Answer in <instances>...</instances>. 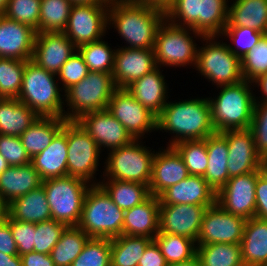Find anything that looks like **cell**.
<instances>
[{
    "instance_id": "1",
    "label": "cell",
    "mask_w": 267,
    "mask_h": 266,
    "mask_svg": "<svg viewBox=\"0 0 267 266\" xmlns=\"http://www.w3.org/2000/svg\"><path fill=\"white\" fill-rule=\"evenodd\" d=\"M165 19V11L132 0H112L108 7V25H114L128 48L153 49Z\"/></svg>"
},
{
    "instance_id": "2",
    "label": "cell",
    "mask_w": 267,
    "mask_h": 266,
    "mask_svg": "<svg viewBox=\"0 0 267 266\" xmlns=\"http://www.w3.org/2000/svg\"><path fill=\"white\" fill-rule=\"evenodd\" d=\"M157 130L176 134L167 146L186 140L206 139L216 132L208 99L167 102L157 116Z\"/></svg>"
},
{
    "instance_id": "3",
    "label": "cell",
    "mask_w": 267,
    "mask_h": 266,
    "mask_svg": "<svg viewBox=\"0 0 267 266\" xmlns=\"http://www.w3.org/2000/svg\"><path fill=\"white\" fill-rule=\"evenodd\" d=\"M249 83L252 85L253 82L243 79L235 84L220 86L221 92L217 98H207L216 132L250 128L255 96Z\"/></svg>"
},
{
    "instance_id": "4",
    "label": "cell",
    "mask_w": 267,
    "mask_h": 266,
    "mask_svg": "<svg viewBox=\"0 0 267 266\" xmlns=\"http://www.w3.org/2000/svg\"><path fill=\"white\" fill-rule=\"evenodd\" d=\"M227 2L228 0H175L166 10L165 18L175 26L191 28L203 36L219 37L228 21Z\"/></svg>"
},
{
    "instance_id": "5",
    "label": "cell",
    "mask_w": 267,
    "mask_h": 266,
    "mask_svg": "<svg viewBox=\"0 0 267 266\" xmlns=\"http://www.w3.org/2000/svg\"><path fill=\"white\" fill-rule=\"evenodd\" d=\"M56 74L26 60L22 87L18 100L26 104L38 116L64 118V100L61 98Z\"/></svg>"
},
{
    "instance_id": "6",
    "label": "cell",
    "mask_w": 267,
    "mask_h": 266,
    "mask_svg": "<svg viewBox=\"0 0 267 266\" xmlns=\"http://www.w3.org/2000/svg\"><path fill=\"white\" fill-rule=\"evenodd\" d=\"M124 212L100 185H91L77 226L89 237L112 239L122 235Z\"/></svg>"
},
{
    "instance_id": "7",
    "label": "cell",
    "mask_w": 267,
    "mask_h": 266,
    "mask_svg": "<svg viewBox=\"0 0 267 266\" xmlns=\"http://www.w3.org/2000/svg\"><path fill=\"white\" fill-rule=\"evenodd\" d=\"M116 89L112 73L89 71L85 78L65 91L64 101L71 111H65L64 118L76 121L86 113L107 109Z\"/></svg>"
},
{
    "instance_id": "8",
    "label": "cell",
    "mask_w": 267,
    "mask_h": 266,
    "mask_svg": "<svg viewBox=\"0 0 267 266\" xmlns=\"http://www.w3.org/2000/svg\"><path fill=\"white\" fill-rule=\"evenodd\" d=\"M41 185L47 196L52 219L66 226H77L83 200L91 185L68 175L46 179Z\"/></svg>"
},
{
    "instance_id": "9",
    "label": "cell",
    "mask_w": 267,
    "mask_h": 266,
    "mask_svg": "<svg viewBox=\"0 0 267 266\" xmlns=\"http://www.w3.org/2000/svg\"><path fill=\"white\" fill-rule=\"evenodd\" d=\"M203 38L204 36L191 28L178 27L169 23L166 19L159 26L154 43V55L157 66H186L197 64L198 48L193 43V36Z\"/></svg>"
},
{
    "instance_id": "10",
    "label": "cell",
    "mask_w": 267,
    "mask_h": 266,
    "mask_svg": "<svg viewBox=\"0 0 267 266\" xmlns=\"http://www.w3.org/2000/svg\"><path fill=\"white\" fill-rule=\"evenodd\" d=\"M139 140L111 150L106 160L107 180H121L149 185L155 151L151 152ZM141 144V145H140Z\"/></svg>"
},
{
    "instance_id": "11",
    "label": "cell",
    "mask_w": 267,
    "mask_h": 266,
    "mask_svg": "<svg viewBox=\"0 0 267 266\" xmlns=\"http://www.w3.org/2000/svg\"><path fill=\"white\" fill-rule=\"evenodd\" d=\"M216 36H204V47L198 49L196 69L217 87L242 81L241 59L226 43L214 41ZM209 42V43H208ZM219 85V86H218Z\"/></svg>"
},
{
    "instance_id": "12",
    "label": "cell",
    "mask_w": 267,
    "mask_h": 266,
    "mask_svg": "<svg viewBox=\"0 0 267 266\" xmlns=\"http://www.w3.org/2000/svg\"><path fill=\"white\" fill-rule=\"evenodd\" d=\"M67 145V175L90 184L98 168L99 146L77 121L70 120H67Z\"/></svg>"
},
{
    "instance_id": "13",
    "label": "cell",
    "mask_w": 267,
    "mask_h": 266,
    "mask_svg": "<svg viewBox=\"0 0 267 266\" xmlns=\"http://www.w3.org/2000/svg\"><path fill=\"white\" fill-rule=\"evenodd\" d=\"M109 4H73L64 34L78 48L102 39L108 26Z\"/></svg>"
},
{
    "instance_id": "14",
    "label": "cell",
    "mask_w": 267,
    "mask_h": 266,
    "mask_svg": "<svg viewBox=\"0 0 267 266\" xmlns=\"http://www.w3.org/2000/svg\"><path fill=\"white\" fill-rule=\"evenodd\" d=\"M134 140L157 130V116L138 102L125 88H117L107 108ZM143 135V136H142Z\"/></svg>"
},
{
    "instance_id": "15",
    "label": "cell",
    "mask_w": 267,
    "mask_h": 266,
    "mask_svg": "<svg viewBox=\"0 0 267 266\" xmlns=\"http://www.w3.org/2000/svg\"><path fill=\"white\" fill-rule=\"evenodd\" d=\"M245 222L244 217L228 213L216 202L204 213L196 245L239 244Z\"/></svg>"
},
{
    "instance_id": "16",
    "label": "cell",
    "mask_w": 267,
    "mask_h": 266,
    "mask_svg": "<svg viewBox=\"0 0 267 266\" xmlns=\"http://www.w3.org/2000/svg\"><path fill=\"white\" fill-rule=\"evenodd\" d=\"M259 170L230 178L217 192L216 202L228 213L245 219L255 217L256 181Z\"/></svg>"
},
{
    "instance_id": "17",
    "label": "cell",
    "mask_w": 267,
    "mask_h": 266,
    "mask_svg": "<svg viewBox=\"0 0 267 266\" xmlns=\"http://www.w3.org/2000/svg\"><path fill=\"white\" fill-rule=\"evenodd\" d=\"M76 121L97 143L100 150L101 147H107L111 151L134 140L108 109L86 113Z\"/></svg>"
},
{
    "instance_id": "18",
    "label": "cell",
    "mask_w": 267,
    "mask_h": 266,
    "mask_svg": "<svg viewBox=\"0 0 267 266\" xmlns=\"http://www.w3.org/2000/svg\"><path fill=\"white\" fill-rule=\"evenodd\" d=\"M208 207L192 204L159 205V232L185 236L196 242Z\"/></svg>"
},
{
    "instance_id": "19",
    "label": "cell",
    "mask_w": 267,
    "mask_h": 266,
    "mask_svg": "<svg viewBox=\"0 0 267 266\" xmlns=\"http://www.w3.org/2000/svg\"><path fill=\"white\" fill-rule=\"evenodd\" d=\"M154 49L123 46L115 51L113 81L117 88H126L133 81L157 68Z\"/></svg>"
},
{
    "instance_id": "20",
    "label": "cell",
    "mask_w": 267,
    "mask_h": 266,
    "mask_svg": "<svg viewBox=\"0 0 267 266\" xmlns=\"http://www.w3.org/2000/svg\"><path fill=\"white\" fill-rule=\"evenodd\" d=\"M220 133L228 144L229 178L259 169L262 158L256 152L254 136L250 129L225 130Z\"/></svg>"
},
{
    "instance_id": "21",
    "label": "cell",
    "mask_w": 267,
    "mask_h": 266,
    "mask_svg": "<svg viewBox=\"0 0 267 266\" xmlns=\"http://www.w3.org/2000/svg\"><path fill=\"white\" fill-rule=\"evenodd\" d=\"M77 47L63 32L36 33L32 59L37 65L57 75Z\"/></svg>"
},
{
    "instance_id": "22",
    "label": "cell",
    "mask_w": 267,
    "mask_h": 266,
    "mask_svg": "<svg viewBox=\"0 0 267 266\" xmlns=\"http://www.w3.org/2000/svg\"><path fill=\"white\" fill-rule=\"evenodd\" d=\"M36 31L27 24L0 15V57L31 60Z\"/></svg>"
},
{
    "instance_id": "23",
    "label": "cell",
    "mask_w": 267,
    "mask_h": 266,
    "mask_svg": "<svg viewBox=\"0 0 267 266\" xmlns=\"http://www.w3.org/2000/svg\"><path fill=\"white\" fill-rule=\"evenodd\" d=\"M189 175L180 154L173 146H168L154 155L149 183L150 194L158 197L168 187L179 183Z\"/></svg>"
},
{
    "instance_id": "24",
    "label": "cell",
    "mask_w": 267,
    "mask_h": 266,
    "mask_svg": "<svg viewBox=\"0 0 267 266\" xmlns=\"http://www.w3.org/2000/svg\"><path fill=\"white\" fill-rule=\"evenodd\" d=\"M216 192L202 176L189 175L179 183L168 187L159 196V205L192 204L212 206Z\"/></svg>"
},
{
    "instance_id": "25",
    "label": "cell",
    "mask_w": 267,
    "mask_h": 266,
    "mask_svg": "<svg viewBox=\"0 0 267 266\" xmlns=\"http://www.w3.org/2000/svg\"><path fill=\"white\" fill-rule=\"evenodd\" d=\"M67 120L51 144L31 159L42 181L67 176Z\"/></svg>"
},
{
    "instance_id": "26",
    "label": "cell",
    "mask_w": 267,
    "mask_h": 266,
    "mask_svg": "<svg viewBox=\"0 0 267 266\" xmlns=\"http://www.w3.org/2000/svg\"><path fill=\"white\" fill-rule=\"evenodd\" d=\"M159 204V198L150 195L144 202L125 210L122 234L154 239L159 232Z\"/></svg>"
},
{
    "instance_id": "27",
    "label": "cell",
    "mask_w": 267,
    "mask_h": 266,
    "mask_svg": "<svg viewBox=\"0 0 267 266\" xmlns=\"http://www.w3.org/2000/svg\"><path fill=\"white\" fill-rule=\"evenodd\" d=\"M159 68L158 66L125 88L138 102L156 116L162 112L168 99L166 97L168 87L164 79L165 76L162 75Z\"/></svg>"
},
{
    "instance_id": "28",
    "label": "cell",
    "mask_w": 267,
    "mask_h": 266,
    "mask_svg": "<svg viewBox=\"0 0 267 266\" xmlns=\"http://www.w3.org/2000/svg\"><path fill=\"white\" fill-rule=\"evenodd\" d=\"M7 214L17 221L38 223L52 219L43 186L13 199L7 204Z\"/></svg>"
},
{
    "instance_id": "29",
    "label": "cell",
    "mask_w": 267,
    "mask_h": 266,
    "mask_svg": "<svg viewBox=\"0 0 267 266\" xmlns=\"http://www.w3.org/2000/svg\"><path fill=\"white\" fill-rule=\"evenodd\" d=\"M42 180L34 166H9L0 174V196L9 204L13 199L41 186Z\"/></svg>"
},
{
    "instance_id": "30",
    "label": "cell",
    "mask_w": 267,
    "mask_h": 266,
    "mask_svg": "<svg viewBox=\"0 0 267 266\" xmlns=\"http://www.w3.org/2000/svg\"><path fill=\"white\" fill-rule=\"evenodd\" d=\"M244 266L267 264V220L246 219L240 242Z\"/></svg>"
},
{
    "instance_id": "31",
    "label": "cell",
    "mask_w": 267,
    "mask_h": 266,
    "mask_svg": "<svg viewBox=\"0 0 267 266\" xmlns=\"http://www.w3.org/2000/svg\"><path fill=\"white\" fill-rule=\"evenodd\" d=\"M206 147L208 167L203 178L217 193L230 179L227 170V140L220 132H215L206 138Z\"/></svg>"
},
{
    "instance_id": "32",
    "label": "cell",
    "mask_w": 267,
    "mask_h": 266,
    "mask_svg": "<svg viewBox=\"0 0 267 266\" xmlns=\"http://www.w3.org/2000/svg\"><path fill=\"white\" fill-rule=\"evenodd\" d=\"M38 115L17 98H0V134L20 137Z\"/></svg>"
},
{
    "instance_id": "33",
    "label": "cell",
    "mask_w": 267,
    "mask_h": 266,
    "mask_svg": "<svg viewBox=\"0 0 267 266\" xmlns=\"http://www.w3.org/2000/svg\"><path fill=\"white\" fill-rule=\"evenodd\" d=\"M226 26L249 27L267 34V0H235Z\"/></svg>"
},
{
    "instance_id": "34",
    "label": "cell",
    "mask_w": 267,
    "mask_h": 266,
    "mask_svg": "<svg viewBox=\"0 0 267 266\" xmlns=\"http://www.w3.org/2000/svg\"><path fill=\"white\" fill-rule=\"evenodd\" d=\"M65 121V118L39 116L20 136L22 145L31 159L51 144L54 136L63 128Z\"/></svg>"
},
{
    "instance_id": "35",
    "label": "cell",
    "mask_w": 267,
    "mask_h": 266,
    "mask_svg": "<svg viewBox=\"0 0 267 266\" xmlns=\"http://www.w3.org/2000/svg\"><path fill=\"white\" fill-rule=\"evenodd\" d=\"M91 185H100L111 197L112 201L122 210H128L144 202L151 194L149 185L137 182L108 180L93 182Z\"/></svg>"
},
{
    "instance_id": "36",
    "label": "cell",
    "mask_w": 267,
    "mask_h": 266,
    "mask_svg": "<svg viewBox=\"0 0 267 266\" xmlns=\"http://www.w3.org/2000/svg\"><path fill=\"white\" fill-rule=\"evenodd\" d=\"M153 239L120 235L111 239V266H138L147 245Z\"/></svg>"
},
{
    "instance_id": "37",
    "label": "cell",
    "mask_w": 267,
    "mask_h": 266,
    "mask_svg": "<svg viewBox=\"0 0 267 266\" xmlns=\"http://www.w3.org/2000/svg\"><path fill=\"white\" fill-rule=\"evenodd\" d=\"M89 238L78 226H67L50 253L55 266H71Z\"/></svg>"
},
{
    "instance_id": "38",
    "label": "cell",
    "mask_w": 267,
    "mask_h": 266,
    "mask_svg": "<svg viewBox=\"0 0 267 266\" xmlns=\"http://www.w3.org/2000/svg\"><path fill=\"white\" fill-rule=\"evenodd\" d=\"M196 256L202 266H244L240 243L197 245Z\"/></svg>"
},
{
    "instance_id": "39",
    "label": "cell",
    "mask_w": 267,
    "mask_h": 266,
    "mask_svg": "<svg viewBox=\"0 0 267 266\" xmlns=\"http://www.w3.org/2000/svg\"><path fill=\"white\" fill-rule=\"evenodd\" d=\"M154 240L168 265L185 262L196 256V242L188 237L158 232Z\"/></svg>"
},
{
    "instance_id": "40",
    "label": "cell",
    "mask_w": 267,
    "mask_h": 266,
    "mask_svg": "<svg viewBox=\"0 0 267 266\" xmlns=\"http://www.w3.org/2000/svg\"><path fill=\"white\" fill-rule=\"evenodd\" d=\"M72 5L70 0H41L38 33L64 32Z\"/></svg>"
},
{
    "instance_id": "41",
    "label": "cell",
    "mask_w": 267,
    "mask_h": 266,
    "mask_svg": "<svg viewBox=\"0 0 267 266\" xmlns=\"http://www.w3.org/2000/svg\"><path fill=\"white\" fill-rule=\"evenodd\" d=\"M89 71L112 73L115 51L102 39L77 48Z\"/></svg>"
},
{
    "instance_id": "42",
    "label": "cell",
    "mask_w": 267,
    "mask_h": 266,
    "mask_svg": "<svg viewBox=\"0 0 267 266\" xmlns=\"http://www.w3.org/2000/svg\"><path fill=\"white\" fill-rule=\"evenodd\" d=\"M190 175L204 176L208 167L206 139L186 140L173 145Z\"/></svg>"
},
{
    "instance_id": "43",
    "label": "cell",
    "mask_w": 267,
    "mask_h": 266,
    "mask_svg": "<svg viewBox=\"0 0 267 266\" xmlns=\"http://www.w3.org/2000/svg\"><path fill=\"white\" fill-rule=\"evenodd\" d=\"M26 61L0 57V98H18Z\"/></svg>"
},
{
    "instance_id": "44",
    "label": "cell",
    "mask_w": 267,
    "mask_h": 266,
    "mask_svg": "<svg viewBox=\"0 0 267 266\" xmlns=\"http://www.w3.org/2000/svg\"><path fill=\"white\" fill-rule=\"evenodd\" d=\"M111 239L90 237L71 266H111Z\"/></svg>"
},
{
    "instance_id": "45",
    "label": "cell",
    "mask_w": 267,
    "mask_h": 266,
    "mask_svg": "<svg viewBox=\"0 0 267 266\" xmlns=\"http://www.w3.org/2000/svg\"><path fill=\"white\" fill-rule=\"evenodd\" d=\"M242 76L253 82L267 72V34L241 59Z\"/></svg>"
},
{
    "instance_id": "46",
    "label": "cell",
    "mask_w": 267,
    "mask_h": 266,
    "mask_svg": "<svg viewBox=\"0 0 267 266\" xmlns=\"http://www.w3.org/2000/svg\"><path fill=\"white\" fill-rule=\"evenodd\" d=\"M231 39L236 47L228 44L229 50L242 59L261 39L264 33L249 27L226 26L221 33ZM237 48V49H236Z\"/></svg>"
},
{
    "instance_id": "47",
    "label": "cell",
    "mask_w": 267,
    "mask_h": 266,
    "mask_svg": "<svg viewBox=\"0 0 267 266\" xmlns=\"http://www.w3.org/2000/svg\"><path fill=\"white\" fill-rule=\"evenodd\" d=\"M40 4L41 0H9L3 15L29 25L38 33Z\"/></svg>"
},
{
    "instance_id": "48",
    "label": "cell",
    "mask_w": 267,
    "mask_h": 266,
    "mask_svg": "<svg viewBox=\"0 0 267 266\" xmlns=\"http://www.w3.org/2000/svg\"><path fill=\"white\" fill-rule=\"evenodd\" d=\"M66 227L53 219L36 223L33 251L50 254Z\"/></svg>"
},
{
    "instance_id": "49",
    "label": "cell",
    "mask_w": 267,
    "mask_h": 266,
    "mask_svg": "<svg viewBox=\"0 0 267 266\" xmlns=\"http://www.w3.org/2000/svg\"><path fill=\"white\" fill-rule=\"evenodd\" d=\"M254 136L255 149L261 158H267V102L255 98L253 117L249 128Z\"/></svg>"
},
{
    "instance_id": "50",
    "label": "cell",
    "mask_w": 267,
    "mask_h": 266,
    "mask_svg": "<svg viewBox=\"0 0 267 266\" xmlns=\"http://www.w3.org/2000/svg\"><path fill=\"white\" fill-rule=\"evenodd\" d=\"M76 52L65 62L56 75L63 84L64 92L72 85L79 83L89 73L83 57L78 50Z\"/></svg>"
},
{
    "instance_id": "51",
    "label": "cell",
    "mask_w": 267,
    "mask_h": 266,
    "mask_svg": "<svg viewBox=\"0 0 267 266\" xmlns=\"http://www.w3.org/2000/svg\"><path fill=\"white\" fill-rule=\"evenodd\" d=\"M0 155L9 166H25L31 163L20 137L0 134Z\"/></svg>"
},
{
    "instance_id": "52",
    "label": "cell",
    "mask_w": 267,
    "mask_h": 266,
    "mask_svg": "<svg viewBox=\"0 0 267 266\" xmlns=\"http://www.w3.org/2000/svg\"><path fill=\"white\" fill-rule=\"evenodd\" d=\"M5 220L10 225L12 236L17 245L18 255L21 256L33 252L36 223L17 221L8 214Z\"/></svg>"
},
{
    "instance_id": "53",
    "label": "cell",
    "mask_w": 267,
    "mask_h": 266,
    "mask_svg": "<svg viewBox=\"0 0 267 266\" xmlns=\"http://www.w3.org/2000/svg\"><path fill=\"white\" fill-rule=\"evenodd\" d=\"M138 266H168L154 239L147 245L138 262Z\"/></svg>"
},
{
    "instance_id": "54",
    "label": "cell",
    "mask_w": 267,
    "mask_h": 266,
    "mask_svg": "<svg viewBox=\"0 0 267 266\" xmlns=\"http://www.w3.org/2000/svg\"><path fill=\"white\" fill-rule=\"evenodd\" d=\"M255 195V217L267 220V181L260 174L256 181Z\"/></svg>"
},
{
    "instance_id": "55",
    "label": "cell",
    "mask_w": 267,
    "mask_h": 266,
    "mask_svg": "<svg viewBox=\"0 0 267 266\" xmlns=\"http://www.w3.org/2000/svg\"><path fill=\"white\" fill-rule=\"evenodd\" d=\"M0 251L7 255H18L17 245L12 236L10 225L5 219L0 221Z\"/></svg>"
},
{
    "instance_id": "56",
    "label": "cell",
    "mask_w": 267,
    "mask_h": 266,
    "mask_svg": "<svg viewBox=\"0 0 267 266\" xmlns=\"http://www.w3.org/2000/svg\"><path fill=\"white\" fill-rule=\"evenodd\" d=\"M22 266H55L50 254L30 252L21 255Z\"/></svg>"
},
{
    "instance_id": "57",
    "label": "cell",
    "mask_w": 267,
    "mask_h": 266,
    "mask_svg": "<svg viewBox=\"0 0 267 266\" xmlns=\"http://www.w3.org/2000/svg\"><path fill=\"white\" fill-rule=\"evenodd\" d=\"M134 2L153 6L166 12V10L173 4L175 0H132Z\"/></svg>"
},
{
    "instance_id": "58",
    "label": "cell",
    "mask_w": 267,
    "mask_h": 266,
    "mask_svg": "<svg viewBox=\"0 0 267 266\" xmlns=\"http://www.w3.org/2000/svg\"><path fill=\"white\" fill-rule=\"evenodd\" d=\"M0 266H22L19 255H7L0 251Z\"/></svg>"
},
{
    "instance_id": "59",
    "label": "cell",
    "mask_w": 267,
    "mask_h": 266,
    "mask_svg": "<svg viewBox=\"0 0 267 266\" xmlns=\"http://www.w3.org/2000/svg\"><path fill=\"white\" fill-rule=\"evenodd\" d=\"M255 83V85H257L258 87L260 86L261 91L263 94V97L265 96V98H261L262 100H260L261 102H267V72L261 76H259L258 78H256L253 81V84Z\"/></svg>"
},
{
    "instance_id": "60",
    "label": "cell",
    "mask_w": 267,
    "mask_h": 266,
    "mask_svg": "<svg viewBox=\"0 0 267 266\" xmlns=\"http://www.w3.org/2000/svg\"><path fill=\"white\" fill-rule=\"evenodd\" d=\"M168 266H202L200 263V260L197 256L192 258L191 260L185 261V262H179V263H173Z\"/></svg>"
},
{
    "instance_id": "61",
    "label": "cell",
    "mask_w": 267,
    "mask_h": 266,
    "mask_svg": "<svg viewBox=\"0 0 267 266\" xmlns=\"http://www.w3.org/2000/svg\"><path fill=\"white\" fill-rule=\"evenodd\" d=\"M73 4H109L112 0H70Z\"/></svg>"
},
{
    "instance_id": "62",
    "label": "cell",
    "mask_w": 267,
    "mask_h": 266,
    "mask_svg": "<svg viewBox=\"0 0 267 266\" xmlns=\"http://www.w3.org/2000/svg\"><path fill=\"white\" fill-rule=\"evenodd\" d=\"M260 175L267 181V158H262L259 165Z\"/></svg>"
},
{
    "instance_id": "63",
    "label": "cell",
    "mask_w": 267,
    "mask_h": 266,
    "mask_svg": "<svg viewBox=\"0 0 267 266\" xmlns=\"http://www.w3.org/2000/svg\"><path fill=\"white\" fill-rule=\"evenodd\" d=\"M7 215V204L2 200L0 196V221L5 219Z\"/></svg>"
},
{
    "instance_id": "64",
    "label": "cell",
    "mask_w": 267,
    "mask_h": 266,
    "mask_svg": "<svg viewBox=\"0 0 267 266\" xmlns=\"http://www.w3.org/2000/svg\"><path fill=\"white\" fill-rule=\"evenodd\" d=\"M9 167L7 161L0 155V174Z\"/></svg>"
},
{
    "instance_id": "65",
    "label": "cell",
    "mask_w": 267,
    "mask_h": 266,
    "mask_svg": "<svg viewBox=\"0 0 267 266\" xmlns=\"http://www.w3.org/2000/svg\"><path fill=\"white\" fill-rule=\"evenodd\" d=\"M9 0H0V15L5 13Z\"/></svg>"
}]
</instances>
